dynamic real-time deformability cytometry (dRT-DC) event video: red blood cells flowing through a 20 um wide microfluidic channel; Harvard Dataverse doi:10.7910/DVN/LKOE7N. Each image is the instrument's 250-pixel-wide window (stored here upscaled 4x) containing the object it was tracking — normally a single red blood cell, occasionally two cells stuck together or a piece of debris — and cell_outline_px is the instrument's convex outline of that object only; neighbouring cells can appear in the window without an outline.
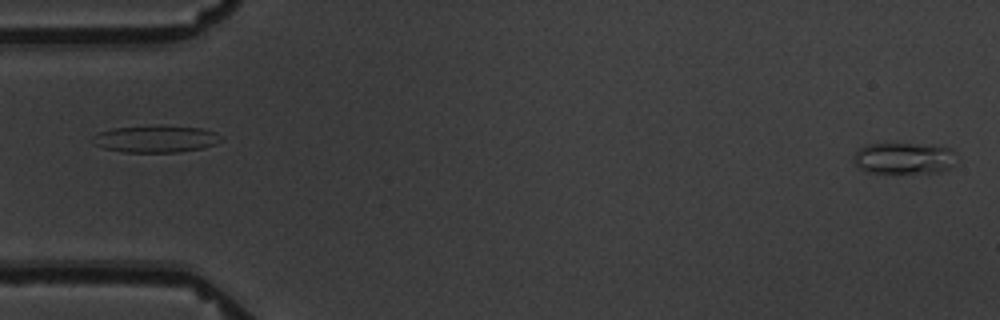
{"species": "common noctule bat (a hibernating species)", "species_latin": "Nyctalus noctula", "temperature_condition": "warm", "stored_images_in_passage": 4, "camera_frame_rate_fps": 3000, "um_per_image_px": 0.085, "animal": {"sex": "male", "body_mass_g": 19.5, "forearm_length_mm": 54.6}, "frame": {"image": 1, "passage_image": 4, "time_ms": 3.667, "image_size_px": [1000, 320], "cell_outline_px": [[956, 164], [940, 172], [864, 172], [856, 168], [852, 160], [852, 156], [856, 148], [868, 144], [912, 144], [952, 148], [956, 152]], "centroid_in_image_um": [76.78, 13.45], "position_along_channel_um": 8.2, "area_um2": 19.07}}